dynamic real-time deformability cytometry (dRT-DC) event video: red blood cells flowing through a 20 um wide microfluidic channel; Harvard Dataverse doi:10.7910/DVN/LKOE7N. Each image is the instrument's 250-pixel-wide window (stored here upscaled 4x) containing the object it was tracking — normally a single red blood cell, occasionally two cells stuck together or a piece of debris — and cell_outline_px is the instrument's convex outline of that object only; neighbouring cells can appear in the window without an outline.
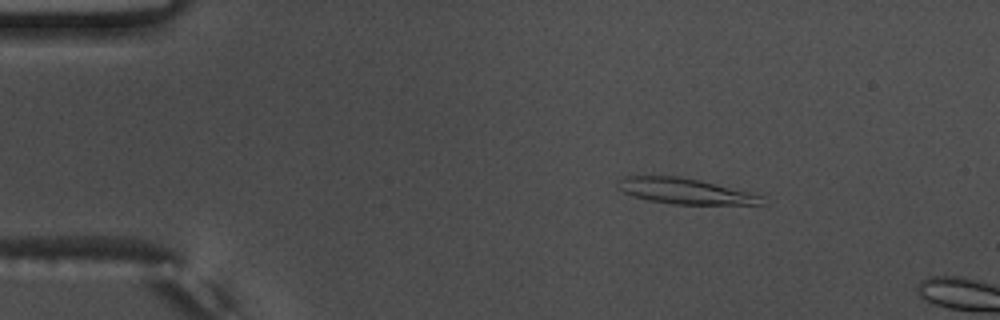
{"species": "common noctule bat (a hibernating species)", "species_latin": "Nyctalus noctula", "temperature_condition": "warm", "stored_images_in_passage": 12, "camera_frame_rate_fps": 3000, "um_per_image_px": 0.085, "animal": {"sex": "male", "body_mass_g": 17.5, "forearm_length_mm": 52.3}, "frame": {"image": 1, "passage_image": 9, "time_ms": 2.667, "image_size_px": [1000, 320], "cell_outline_px": [[764, 196], [760, 204], [676, 204], [652, 200], [636, 196], [624, 192], [616, 188], [616, 184], [624, 176], [680, 176], [700, 180], [756, 192]], "centroid_in_image_um": [58.29, 16.22], "position_along_channel_um": 26.7, "area_um2": 21.5}}